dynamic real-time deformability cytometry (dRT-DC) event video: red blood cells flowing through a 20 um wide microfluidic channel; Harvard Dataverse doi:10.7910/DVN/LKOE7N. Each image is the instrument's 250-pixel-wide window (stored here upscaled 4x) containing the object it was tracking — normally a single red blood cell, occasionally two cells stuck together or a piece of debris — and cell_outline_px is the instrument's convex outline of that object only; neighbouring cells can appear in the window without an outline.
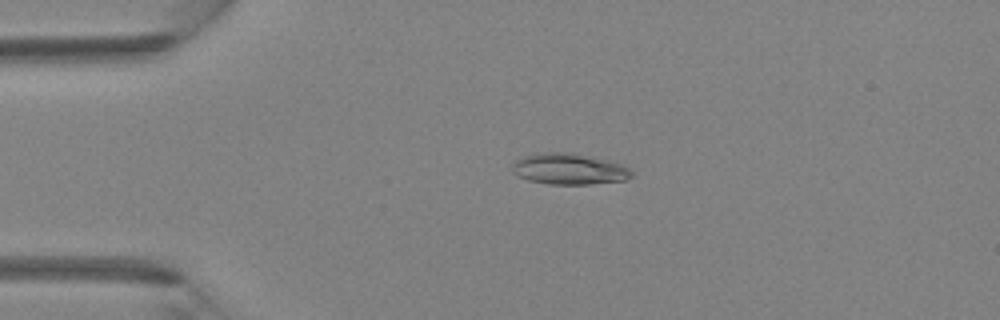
{"species": "Egyptian fruit bat (a non-hibernating species)", "species_latin": "Rousettus aegyptiacus", "temperature_condition": "room temperature", "stored_images_in_passage": 3, "camera_frame_rate_fps": 3000, "um_per_image_px": 0.085, "animal": {"sex": "female"}, "frame": {"image": 1, "passage_image": 2, "time_ms": 0.333, "image_size_px": [1000, 320], "cell_outline_px": [[632, 176], [628, 180], [588, 184], [548, 184], [528, 180], [516, 176], [512, 172], [512, 164], [516, 160], [524, 156], [548, 152], [572, 152], [624, 164], [632, 172]], "centroid_in_image_um": [48.38, 14.37], "position_along_channel_um": 36.6, "area_um2": 21.73}}